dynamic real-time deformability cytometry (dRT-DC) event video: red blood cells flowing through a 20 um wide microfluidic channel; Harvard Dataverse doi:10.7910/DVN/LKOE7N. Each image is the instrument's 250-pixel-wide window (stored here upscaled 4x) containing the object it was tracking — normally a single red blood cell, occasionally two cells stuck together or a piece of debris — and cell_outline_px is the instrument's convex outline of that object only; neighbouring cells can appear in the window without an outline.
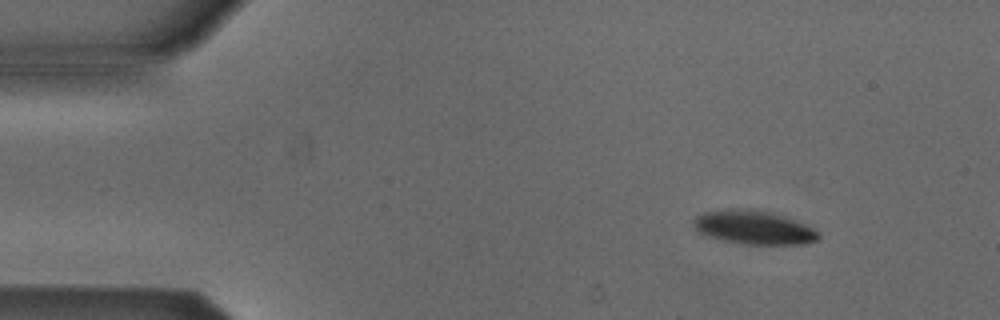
{"species": "Egyptian fruit bat (a non-hibernating species)", "species_latin": "Rousettus aegyptiacus", "temperature_condition": "cold", "stored_images_in_passage": 6, "camera_frame_rate_fps": 3000, "um_per_image_px": 0.085, "animal": {"sex": "male"}, "frame": {"image": 1, "passage_image": 1, "time_ms": 0.0, "image_size_px": [1000, 320], "cell_outline_px": [[820, 240], [804, 244], [744, 244], [724, 240], [708, 236], [696, 232], [692, 224], [696, 216], [704, 212], [728, 208], [752, 208], [772, 212], [784, 216], [804, 224], [820, 232]], "centroid_in_image_um": [64.06, 19.32], "position_along_channel_um": 20.9, "area_um2": 24.85}}
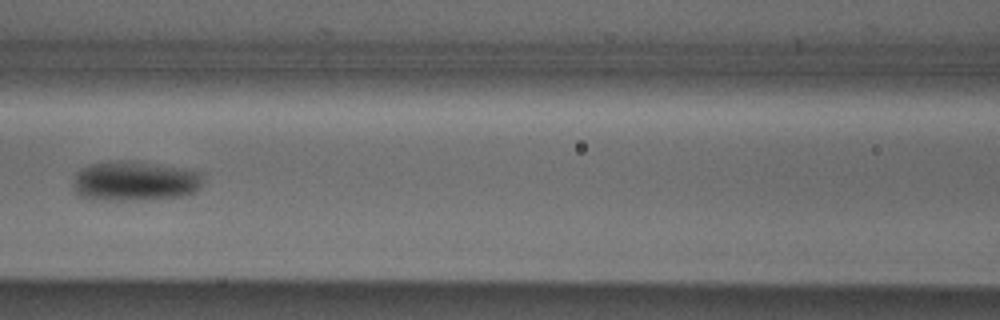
{"frame": {"image": 2, "passage_image": 6, "time_ms": 5.667, "image_size_px": [1000, 320], "cell_outline_px": [[204, 176], [200, 188], [196, 192], [180, 196], [148, 200], [88, 200], [72, 192], [72, 176], [76, 172], [88, 164], [112, 160], [132, 160], [204, 172]], "centroid_in_image_um": [11.39, 15.39], "position_along_channel_um": 155.2, "area_um2": 31.15}}